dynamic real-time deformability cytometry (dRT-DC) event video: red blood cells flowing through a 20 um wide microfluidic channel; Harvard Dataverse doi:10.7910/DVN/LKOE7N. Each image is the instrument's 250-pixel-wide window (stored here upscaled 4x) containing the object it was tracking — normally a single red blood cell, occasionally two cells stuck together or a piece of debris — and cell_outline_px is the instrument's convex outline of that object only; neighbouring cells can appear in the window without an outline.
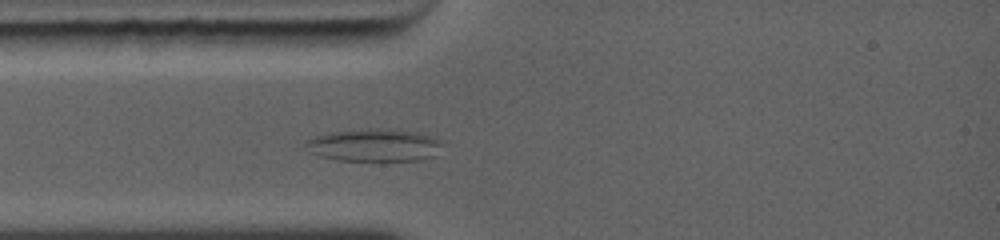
{"species": "common noctule bat (a hibernating species)", "species_latin": "Nyctalus noctula", "temperature_condition": "warm", "stored_images_in_passage": 4, "camera_frame_rate_fps": 5000, "um_per_image_px": 0.085, "animal": {"sex": "female", "body_mass_g": 19.0, "forearm_length_mm": 56.7}, "frame": {"image": 1, "passage_image": 4, "time_ms": 2.4, "image_size_px": [1000, 240], "cell_outline_px": [[440, 144], [432, 156], [420, 160], [336, 160], [320, 156], [308, 152], [304, 144], [304, 140], [312, 136], [332, 132], [360, 128], [388, 128], [416, 132], [440, 140]], "centroid_in_image_um": [31.67, 12.32], "position_along_channel_um": 53.3, "area_um2": 25.95}}